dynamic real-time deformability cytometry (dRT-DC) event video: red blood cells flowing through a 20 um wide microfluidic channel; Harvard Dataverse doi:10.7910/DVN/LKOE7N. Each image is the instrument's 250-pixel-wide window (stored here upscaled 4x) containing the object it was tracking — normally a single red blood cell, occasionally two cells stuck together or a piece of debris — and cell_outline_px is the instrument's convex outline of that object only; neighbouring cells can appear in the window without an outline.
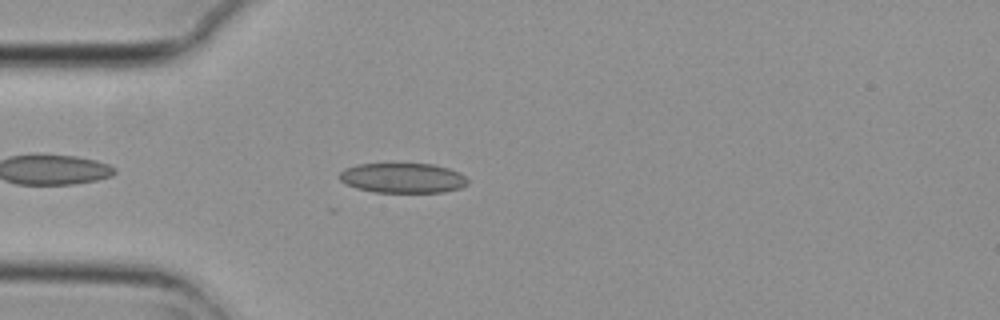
{"species": "common noctule bat (a hibernating species)", "species_latin": "Nyctalus noctula", "temperature_condition": "cold", "stored_images_in_passage": 5, "camera_frame_rate_fps": 3000, "um_per_image_px": 0.085, "animal": {"sex": "female", "body_mass_g": 29.2, "forearm_length_mm": 56.3}, "frame": {"image": 1, "passage_image": 4, "time_ms": 1.0, "image_size_px": [1000, 320], "cell_outline_px": [[468, 184], [460, 188], [444, 192], [372, 192], [356, 188], [340, 180], [336, 176], [344, 168], [356, 164], [392, 160], [432, 164], [448, 168], [460, 172], [468, 180]], "centroid_in_image_um": [34.17, 15.07], "position_along_channel_um": 50.8, "area_um2": 23.58}}